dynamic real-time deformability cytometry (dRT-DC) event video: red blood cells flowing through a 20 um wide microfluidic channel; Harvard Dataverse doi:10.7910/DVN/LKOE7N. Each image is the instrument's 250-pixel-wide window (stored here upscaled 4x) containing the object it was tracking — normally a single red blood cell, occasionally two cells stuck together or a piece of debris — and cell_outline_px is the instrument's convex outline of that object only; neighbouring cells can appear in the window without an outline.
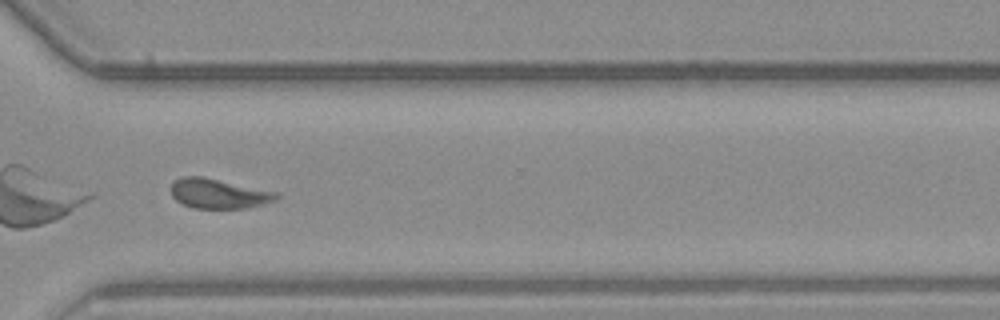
{"species": "common noctule bat (a hibernating species)", "species_latin": "Nyctalus noctula", "temperature_condition": "warm", "stored_images_in_passage": 33, "camera_frame_rate_fps": 3000, "um_per_image_px": 0.085, "animal": {"sex": "male", "body_mass_g": 23.1, "forearm_length_mm": 52.7}, "frame": {"image": 1, "passage_image": 24, "time_ms": 7.667, "image_size_px": [1000, 320], "cell_outline_px": [[280, 196], [276, 200], [264, 204], [248, 208], [196, 208], [184, 204], [176, 200], [172, 196], [172, 184], [176, 180], [184, 176], [204, 176], [280, 192]], "centroid_in_image_um": [18.66, 16.45], "position_along_channel_um": 351.9, "area_um2": 18.44}, "authors_computed_cell_mechanics": {"area_um2": 18.4382, "velocity_mm_per_s": 3.8131, "shape_relaxation_time_tau1_ms": 8.6058, "shape_relaxation_time_tau2_ms": 2.4384, "deformation_change_tau1": 0.2028, "deformation_change_tau2": 0.0824}}